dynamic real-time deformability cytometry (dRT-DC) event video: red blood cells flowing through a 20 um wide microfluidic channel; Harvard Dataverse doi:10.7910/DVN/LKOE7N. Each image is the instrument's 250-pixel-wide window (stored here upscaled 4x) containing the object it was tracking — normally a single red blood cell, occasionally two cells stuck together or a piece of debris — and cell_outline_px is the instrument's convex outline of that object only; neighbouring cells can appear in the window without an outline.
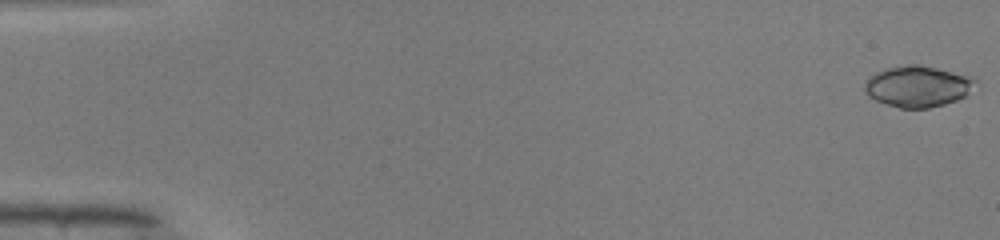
{"species": "common noctule bat (a hibernating species)", "species_latin": "Nyctalus noctula", "temperature_condition": "warm", "stored_images_in_passage": 50, "camera_frame_rate_fps": 3000, "um_per_image_px": 0.085, "animal": {"sex": "male", "body_mass_g": 19.0, "forearm_length_mm": 50.8}, "frame": {"image": 1, "passage_image": 1, "time_ms": 0.0, "image_size_px": [1000, 240], "cell_outline_px": [[976, 80], [968, 96], [944, 104], [928, 108], [900, 108], [876, 100], [868, 96], [864, 88], [864, 84], [876, 72], [884, 68], [908, 64], [920, 64], [972, 76]], "centroid_in_image_um": [78.03, 7.33], "position_along_channel_um": 7.0, "area_um2": 26.53}}
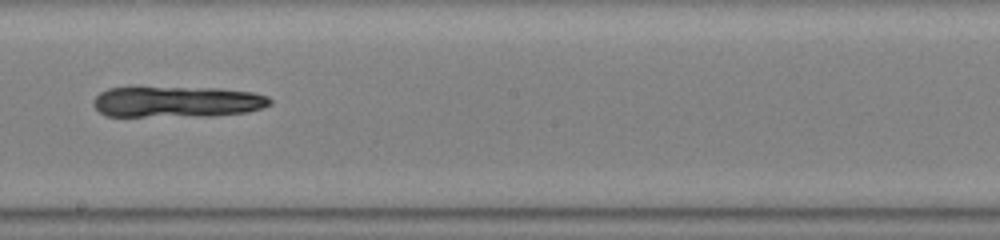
{"frame": {"image": 2, "passage_image": 29, "time_ms": 9.333, "image_size_px": [1000, 240], "cell_outline_px": [[272, 104], [248, 112], [212, 116], [104, 116], [92, 104], [92, 100], [100, 92], [108, 88], [220, 88], [252, 92], [268, 96], [272, 100]], "centroid_in_image_um": [15.06, 8.66], "position_along_channel_um": 233.1, "area_um2": 31.96}}
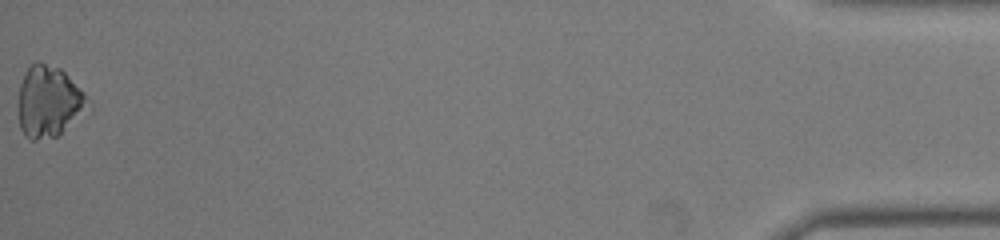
{"frame": {"image": 3, "passage_image": 50, "time_ms": 16.333, "image_size_px": [1000, 240], "cell_outline_px": [[92, 112], [60, 136], [36, 140], [28, 140], [24, 136], [20, 128], [16, 108], [16, 104], [20, 84], [28, 68], [36, 60], [40, 60], [60, 68], [84, 92], [92, 104]], "centroid_in_image_um": [4.2, 8.7], "position_along_channel_um": 431.0, "area_um2": 30.58}, "authors_computed_cell_mechanics": {"area_um2": 29.7959, "velocity_mm_per_s": 4.1552, "shape_relaxation_time_tau1_ms": 2.5999, "shape_relaxation_time_tau2_ms": null, "deformation_change_tau1": 0.1411, "deformation_change_tau2": null}}